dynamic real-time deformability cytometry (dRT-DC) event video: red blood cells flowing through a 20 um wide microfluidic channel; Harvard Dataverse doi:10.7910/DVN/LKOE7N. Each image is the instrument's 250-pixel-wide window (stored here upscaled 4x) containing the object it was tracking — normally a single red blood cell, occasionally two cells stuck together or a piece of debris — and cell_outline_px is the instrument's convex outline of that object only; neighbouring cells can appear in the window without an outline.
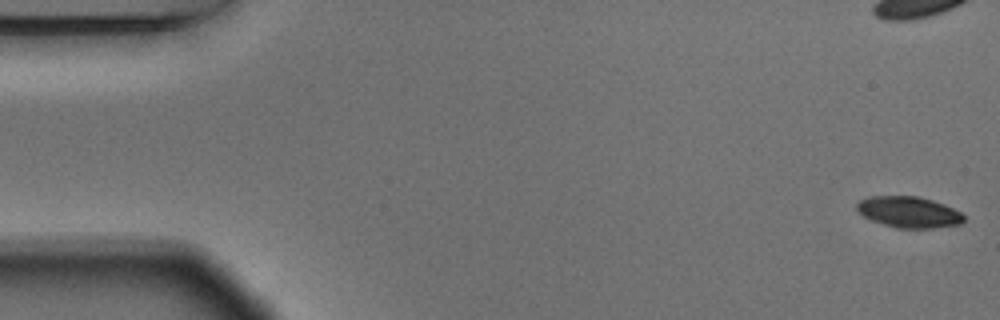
{"species": "Egyptian fruit bat (a non-hibernating species)", "species_latin": "Rousettus aegyptiacus", "temperature_condition": "warm", "stored_images_in_passage": 56, "camera_frame_rate_fps": 3000, "um_per_image_px": 0.085, "animal": {"sex": "male"}, "frame": {"image": 1, "passage_image": 1, "time_ms": 0.0, "image_size_px": [1000, 320], "cell_outline_px": [[964, 220], [960, 224], [932, 228], [900, 228], [884, 224], [872, 220], [864, 216], [856, 208], [856, 204], [860, 200], [868, 196], [920, 196], [944, 204], [960, 212], [964, 216]], "centroid_in_image_um": [77.25, 18.01], "position_along_channel_um": 7.8, "area_um2": 19.25}}
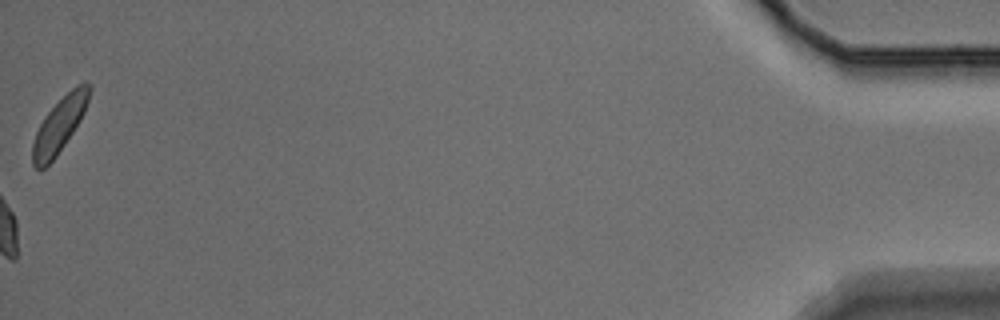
{"frame": {"image": 2, "passage_image": 56, "time_ms": 18.333, "image_size_px": [1000, 320], "cell_outline_px": [[92, 88], [84, 112], [80, 120], [56, 156], [44, 168], [36, 168], [32, 164], [32, 144], [36, 132], [44, 116], [76, 84], [84, 80], [92, 84]], "centroid_in_image_um": [5.07, 10.58], "position_along_channel_um": 430.1, "area_um2": 17.86}, "authors_computed_cell_mechanics": {"area_um2": 20.4034, "velocity_mm_per_s": 3.6615, "shape_relaxation_time_tau1_ms": 6.0404, "shape_relaxation_time_tau2_ms": 6.0716, "deformation_change_tau1": 0.1396, "deformation_change_tau2": 0.0946}}